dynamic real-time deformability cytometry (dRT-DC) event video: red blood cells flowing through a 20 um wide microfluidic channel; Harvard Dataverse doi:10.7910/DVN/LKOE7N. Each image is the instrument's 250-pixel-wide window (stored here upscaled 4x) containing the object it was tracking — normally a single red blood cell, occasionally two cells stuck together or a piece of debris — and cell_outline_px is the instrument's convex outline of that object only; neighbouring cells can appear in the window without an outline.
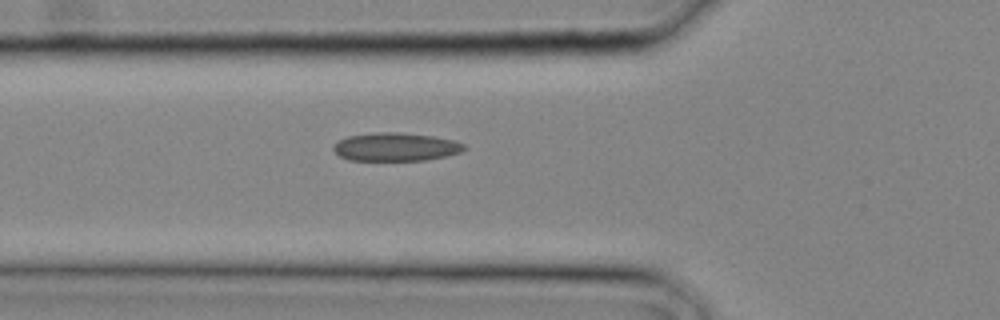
{"species": "common noctule bat (a hibernating species)", "species_latin": "Nyctalus noctula", "temperature_condition": "cold", "stored_images_in_passage": 5, "camera_frame_rate_fps": 3000, "um_per_image_px": 0.085, "animal": {"sex": "male", "body_mass_g": 20.4}, "frame": {"image": 1, "passage_image": 5, "time_ms": 1.333, "image_size_px": [1000, 320], "cell_outline_px": [[468, 148], [460, 152], [444, 156], [424, 160], [348, 160], [340, 156], [332, 148], [340, 140], [348, 136], [384, 132], [400, 132], [432, 136], [456, 140], [464, 144]], "centroid_in_image_um": [33.67, 12.48], "position_along_channel_um": 92.1, "area_um2": 21.33}}